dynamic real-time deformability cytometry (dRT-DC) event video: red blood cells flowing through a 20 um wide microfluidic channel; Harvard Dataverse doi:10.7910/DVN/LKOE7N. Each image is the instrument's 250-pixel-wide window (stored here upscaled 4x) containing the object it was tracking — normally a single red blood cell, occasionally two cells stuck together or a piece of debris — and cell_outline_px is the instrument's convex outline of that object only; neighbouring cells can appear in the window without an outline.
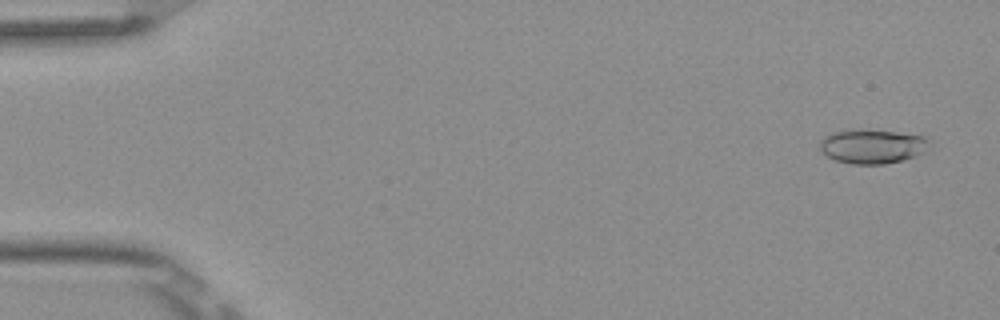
{"species": "Egyptian fruit bat (a non-hibernating species)", "species_latin": "Rousettus aegyptiacus", "temperature_condition": "room temperature", "stored_images_in_passage": 6, "camera_frame_rate_fps": 3000, "um_per_image_px": 0.085, "frame": {"image": 1, "passage_image": 1, "time_ms": 0.0, "image_size_px": [1000, 320], "cell_outline_px": [[928, 140], [924, 152], [916, 156], [884, 164], [852, 164], [836, 160], [828, 156], [820, 148], [820, 140], [824, 136], [832, 132], [848, 128], [868, 128], [924, 136]], "centroid_in_image_um": [74.09, 12.4], "position_along_channel_um": 10.9, "area_um2": 22.02}}
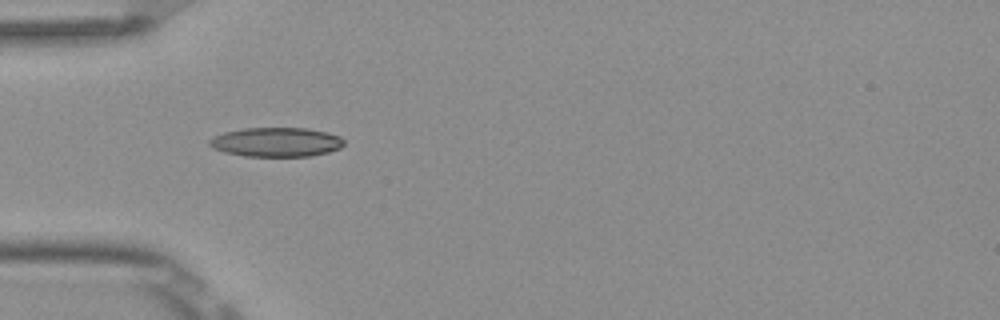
{"frame": {"image": 2, "passage_image": 5, "time_ms": 1.333, "image_size_px": [1000, 320], "cell_outline_px": [[344, 144], [340, 148], [328, 152], [312, 156], [244, 156], [224, 152], [212, 148], [208, 144], [208, 140], [212, 136], [224, 132], [244, 128], [308, 128], [328, 132], [340, 136], [344, 140]], "centroid_in_image_um": [23.47, 12.07], "position_along_channel_um": 61.5, "area_um2": 23.18}}
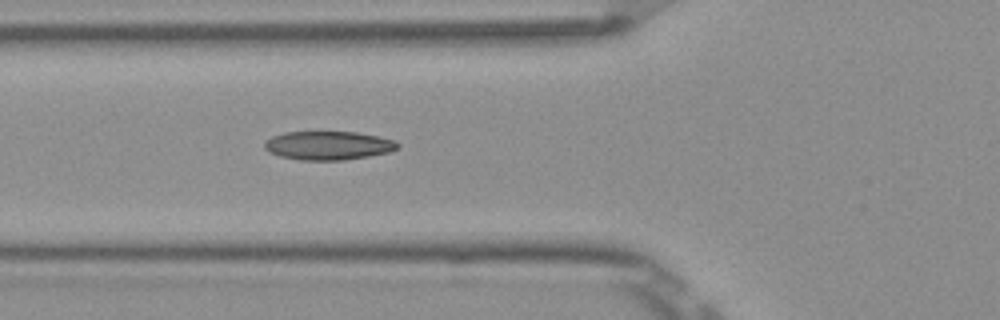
{"frame": {"image": 3, "passage_image": 6, "time_ms": 1.667, "image_size_px": [1000, 320], "cell_outline_px": [[400, 148], [388, 152], [368, 156], [344, 160], [300, 160], [280, 156], [268, 152], [264, 148], [264, 140], [272, 136], [284, 132], [356, 132], [380, 136], [396, 140], [400, 144]], "centroid_in_image_um": [27.91, 12.36], "position_along_channel_um": 97.9, "area_um2": 22.48}}